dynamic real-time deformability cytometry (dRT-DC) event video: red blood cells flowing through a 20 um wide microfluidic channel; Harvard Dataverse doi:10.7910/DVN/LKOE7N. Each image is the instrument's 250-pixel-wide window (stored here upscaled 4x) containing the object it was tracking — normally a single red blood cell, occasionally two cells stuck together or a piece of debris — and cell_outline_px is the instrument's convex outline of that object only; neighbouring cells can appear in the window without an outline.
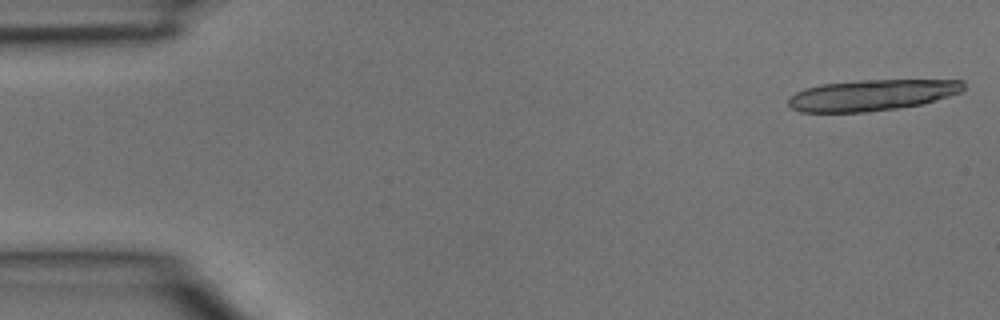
{"species": "common noctule bat (a hibernating species)", "species_latin": "Nyctalus noctula", "temperature_condition": "room temperature", "stored_images_in_passage": 5, "segment_of_instrument_passage": [1, 2], "camera_frame_rate_fps": 3000, "um_per_image_px": 0.085, "animal": {"sex": "male", "body_mass_g": 15.6}, "frame": {"image": 1, "passage_image": 1, "time_ms": 0.0, "image_size_px": [1000, 320], "cell_outline_px": [[964, 88], [960, 92], [948, 96], [920, 104], [896, 108], [864, 112], [800, 112], [792, 108], [788, 104], [788, 96], [804, 88], [820, 84], [856, 80], [964, 80]], "centroid_in_image_um": [74.04, 8.07], "position_along_channel_um": 11.0, "area_um2": 31.67}}